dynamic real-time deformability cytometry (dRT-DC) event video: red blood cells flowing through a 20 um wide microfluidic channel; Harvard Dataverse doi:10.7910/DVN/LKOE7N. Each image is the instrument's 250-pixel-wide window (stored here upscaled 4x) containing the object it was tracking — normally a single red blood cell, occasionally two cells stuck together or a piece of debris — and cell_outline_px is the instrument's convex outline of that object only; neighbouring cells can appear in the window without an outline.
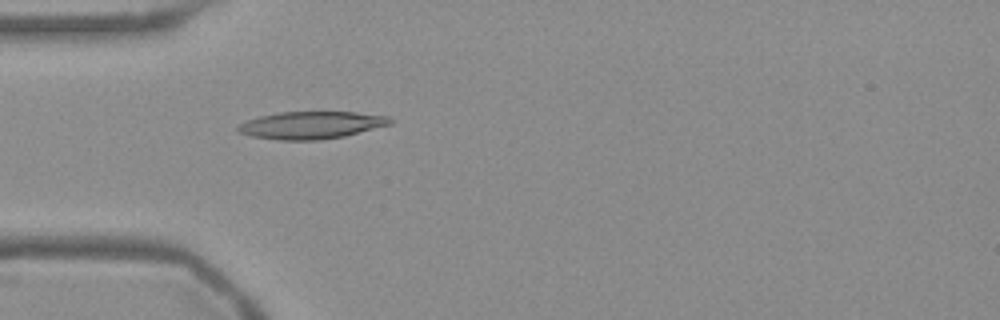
{"species": "Egyptian fruit bat (a non-hibernating species)", "species_latin": "Rousettus aegyptiacus", "temperature_condition": "warm", "stored_images_in_passage": 53, "camera_frame_rate_fps": 3000, "um_per_image_px": 0.085, "frame": {"image": 1, "passage_image": 16, "time_ms": 5.0, "image_size_px": [1000, 320], "cell_outline_px": [[392, 124], [344, 136], [320, 140], [280, 140], [252, 136], [236, 132], [236, 128], [240, 124], [248, 120], [260, 116], [280, 112], [356, 112], [388, 116], [392, 120]], "centroid_in_image_um": [26.46, 10.64], "position_along_channel_um": 58.5, "area_um2": 24.22}}
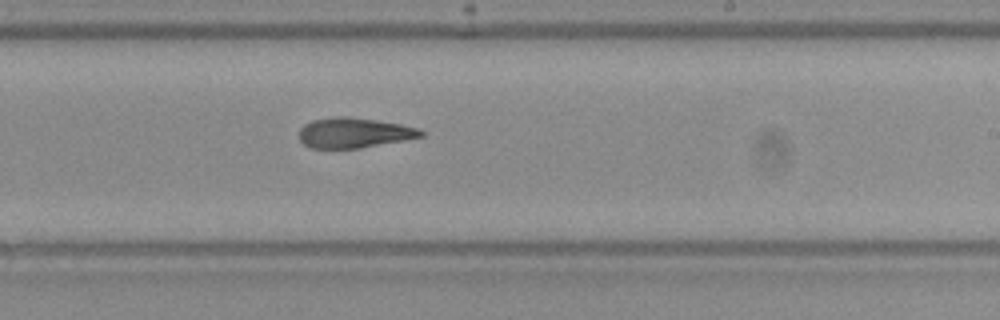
{"frame": {"image": 2, "passage_image": 32, "time_ms": 10.333, "image_size_px": [1000, 320], "cell_outline_px": [[424, 136], [404, 140], [360, 148], [312, 148], [304, 144], [300, 140], [300, 128], [304, 124], [312, 120], [336, 116], [348, 116], [376, 120], [400, 124], [420, 128], [424, 132]], "centroid_in_image_um": [30.1, 11.28], "position_along_channel_um": 258.9, "area_um2": 21.39}}
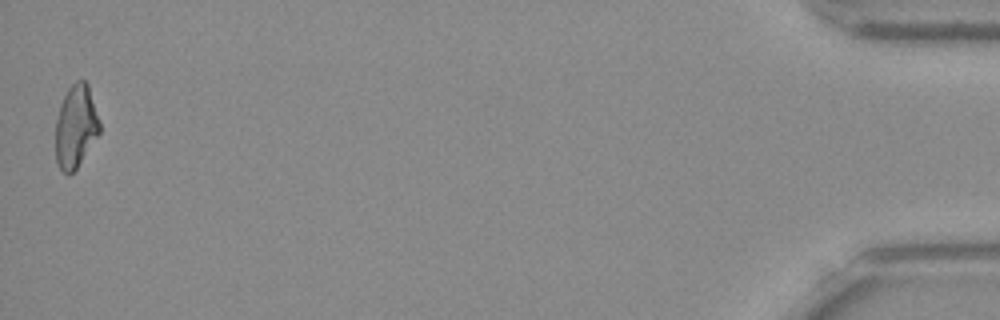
{"frame": {"image": 3, "passage_image": 53, "time_ms": 17.333, "image_size_px": [1000, 320], "cell_outline_px": [[100, 132], [76, 168], [68, 176], [60, 168], [56, 160], [56, 120], [60, 104], [68, 88], [76, 80], [84, 80], [88, 84], [100, 120]], "centroid_in_image_um": [6.44, 10.72], "position_along_channel_um": 428.8, "area_um2": 21.15}, "authors_computed_cell_mechanics": {"area_um2": 22.1952, "velocity_mm_per_s": 3.8052, "shape_relaxation_time_tau1_ms": 5.746, "shape_relaxation_time_tau2_ms": 3.2812, "deformation_change_tau1": 0.2161, "deformation_change_tau2": 0.1339}}